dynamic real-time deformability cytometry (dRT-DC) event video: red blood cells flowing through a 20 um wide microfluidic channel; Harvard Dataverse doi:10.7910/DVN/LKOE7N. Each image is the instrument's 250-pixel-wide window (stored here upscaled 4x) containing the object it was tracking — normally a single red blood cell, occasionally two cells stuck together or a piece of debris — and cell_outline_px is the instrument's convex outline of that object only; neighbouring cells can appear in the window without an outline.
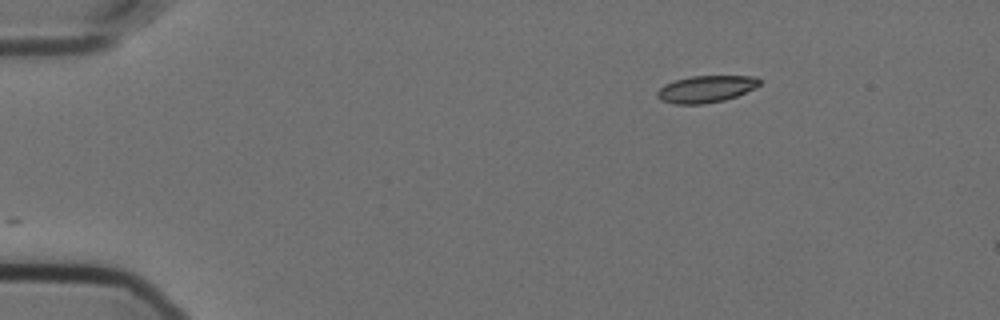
{"species": "Egyptian fruit bat (a non-hibernating species)", "species_latin": "Rousettus aegyptiacus", "temperature_condition": "cold", "stored_images_in_passage": 49, "camera_frame_rate_fps": 3000, "um_per_image_px": 0.085, "animal": {"sex": "female"}, "frame": {"image": 1, "passage_image": 1, "time_ms": 0.0, "image_size_px": [1000, 320], "cell_outline_px": [[760, 84], [756, 88], [736, 96], [724, 100], [704, 104], [672, 104], [660, 100], [656, 96], [656, 92], [664, 84], [676, 80], [692, 76], [756, 76], [760, 80]], "centroid_in_image_um": [60.0, 7.57], "position_along_channel_um": 25.0, "area_um2": 16.13}}
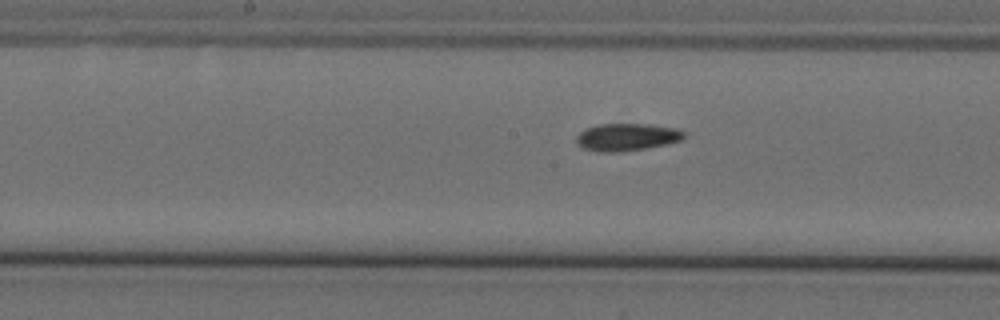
{"frame": {"image": 2, "passage_image": 22, "time_ms": 7.0, "image_size_px": [1000, 320], "cell_outline_px": [[684, 136], [680, 140], [668, 144], [620, 152], [600, 152], [584, 148], [576, 144], [576, 136], [584, 128], [600, 124], [644, 124], [676, 128], [684, 132]], "centroid_in_image_um": [53.23, 11.65], "position_along_channel_um": 195.0, "area_um2": 17.11}}
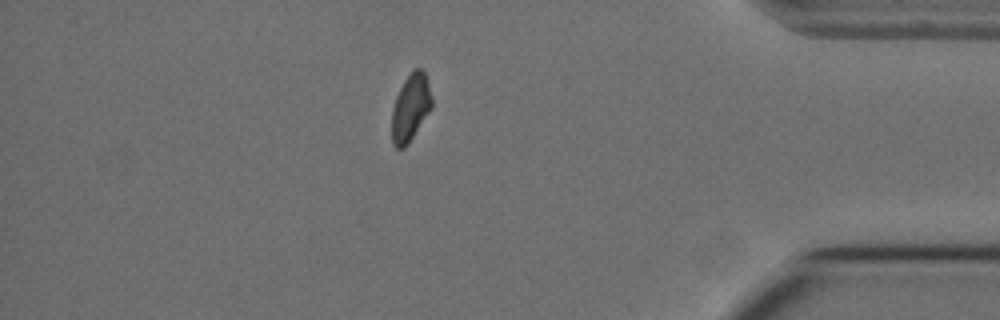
{"frame": {"image": 3, "passage_image": 42, "time_ms": 13.667, "image_size_px": [1000, 320], "cell_outline_px": [[432, 108], [408, 144], [404, 148], [396, 148], [392, 144], [392, 108], [396, 96], [404, 80], [412, 68], [420, 68], [424, 72], [428, 84], [432, 100]], "centroid_in_image_um": [34.88, 9.15], "position_along_channel_um": 400.3, "area_um2": 15.66}, "authors_computed_cell_mechanics": {"area_um2": 16.762, "velocity_mm_per_s": 3.5731, "shape_relaxation_time_tau1_ms": null, "shape_relaxation_time_tau2_ms": 4.6364, "deformation_change_tau1": null, "deformation_change_tau2": 0.0853}}